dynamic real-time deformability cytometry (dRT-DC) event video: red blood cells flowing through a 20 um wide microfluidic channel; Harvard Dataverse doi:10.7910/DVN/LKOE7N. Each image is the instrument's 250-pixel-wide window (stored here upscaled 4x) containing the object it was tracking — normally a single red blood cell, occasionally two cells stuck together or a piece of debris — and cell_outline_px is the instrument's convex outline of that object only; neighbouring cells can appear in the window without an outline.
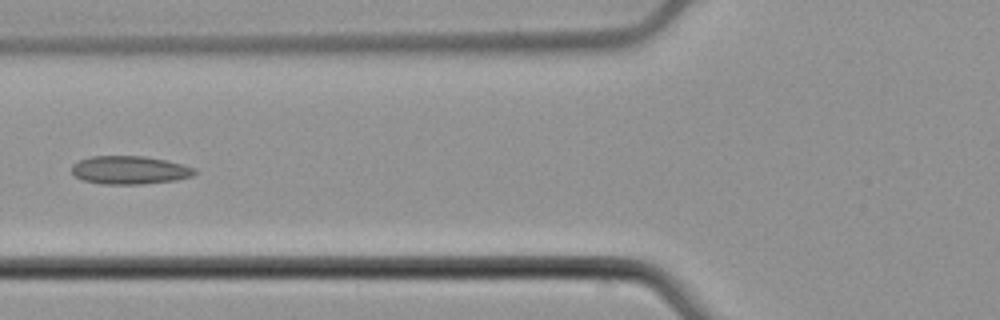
{"species": "common noctule bat (a hibernating species)", "species_latin": "Nyctalus noctula", "temperature_condition": "cold", "stored_images_in_passage": 7, "camera_frame_rate_fps": 3000, "um_per_image_px": 0.085, "animal": {"sex": "male", "body_mass_g": 21.5, "forearm_length_mm": 52.0}, "frame": {"image": 1, "passage_image": 6, "time_ms": 1.667, "image_size_px": [1000, 320], "cell_outline_px": [[196, 172], [192, 176], [176, 180], [140, 184], [100, 184], [84, 180], [76, 176], [72, 172], [72, 164], [80, 160], [92, 156], [144, 156], [164, 160], [196, 168]], "centroid_in_image_um": [11.01, 14.46], "position_along_channel_um": 114.8, "area_um2": 20.06}}
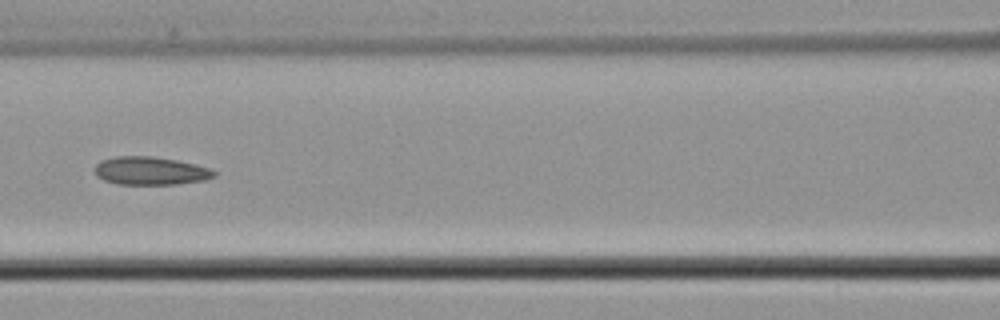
{"frame": {"image": 2, "passage_image": 7, "time_ms": 2.0, "image_size_px": [1000, 320], "cell_outline_px": [[216, 176], [204, 180], [176, 184], [120, 184], [104, 180], [96, 176], [96, 164], [100, 160], [112, 156], [152, 156], [176, 160], [208, 168], [216, 172]], "centroid_in_image_um": [12.75, 14.51], "position_along_channel_um": 153.8, "area_um2": 19.42}}